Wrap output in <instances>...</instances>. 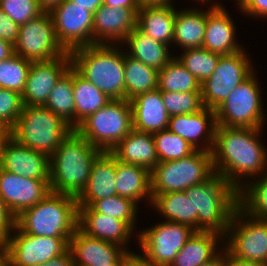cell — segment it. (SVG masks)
Wrapping results in <instances>:
<instances>
[{
  "label": "cell",
  "instance_id": "obj_12",
  "mask_svg": "<svg viewBox=\"0 0 267 266\" xmlns=\"http://www.w3.org/2000/svg\"><path fill=\"white\" fill-rule=\"evenodd\" d=\"M247 56L244 50L220 56L214 73L201 83L204 107L215 110L253 73Z\"/></svg>",
  "mask_w": 267,
  "mask_h": 266
},
{
  "label": "cell",
  "instance_id": "obj_45",
  "mask_svg": "<svg viewBox=\"0 0 267 266\" xmlns=\"http://www.w3.org/2000/svg\"><path fill=\"white\" fill-rule=\"evenodd\" d=\"M20 26L0 9V38L12 45L17 41Z\"/></svg>",
  "mask_w": 267,
  "mask_h": 266
},
{
  "label": "cell",
  "instance_id": "obj_53",
  "mask_svg": "<svg viewBox=\"0 0 267 266\" xmlns=\"http://www.w3.org/2000/svg\"><path fill=\"white\" fill-rule=\"evenodd\" d=\"M14 54V46L0 38V61L10 58Z\"/></svg>",
  "mask_w": 267,
  "mask_h": 266
},
{
  "label": "cell",
  "instance_id": "obj_20",
  "mask_svg": "<svg viewBox=\"0 0 267 266\" xmlns=\"http://www.w3.org/2000/svg\"><path fill=\"white\" fill-rule=\"evenodd\" d=\"M138 11L100 6L93 17V42L112 45L115 41H123L124 44L127 36L137 27Z\"/></svg>",
  "mask_w": 267,
  "mask_h": 266
},
{
  "label": "cell",
  "instance_id": "obj_37",
  "mask_svg": "<svg viewBox=\"0 0 267 266\" xmlns=\"http://www.w3.org/2000/svg\"><path fill=\"white\" fill-rule=\"evenodd\" d=\"M250 183L238 190V207L248 216L267 220V175Z\"/></svg>",
  "mask_w": 267,
  "mask_h": 266
},
{
  "label": "cell",
  "instance_id": "obj_9",
  "mask_svg": "<svg viewBox=\"0 0 267 266\" xmlns=\"http://www.w3.org/2000/svg\"><path fill=\"white\" fill-rule=\"evenodd\" d=\"M254 76L256 75L252 73L235 87L226 100L215 109L217 126L263 128L265 117L260 86Z\"/></svg>",
  "mask_w": 267,
  "mask_h": 266
},
{
  "label": "cell",
  "instance_id": "obj_41",
  "mask_svg": "<svg viewBox=\"0 0 267 266\" xmlns=\"http://www.w3.org/2000/svg\"><path fill=\"white\" fill-rule=\"evenodd\" d=\"M138 203L134 202L132 199L121 197L115 195L109 198H104L96 201L91 208L96 213H101L104 215H110L119 220L124 221L132 230H134V224H136V205Z\"/></svg>",
  "mask_w": 267,
  "mask_h": 266
},
{
  "label": "cell",
  "instance_id": "obj_55",
  "mask_svg": "<svg viewBox=\"0 0 267 266\" xmlns=\"http://www.w3.org/2000/svg\"><path fill=\"white\" fill-rule=\"evenodd\" d=\"M0 266H9V251L5 242H0Z\"/></svg>",
  "mask_w": 267,
  "mask_h": 266
},
{
  "label": "cell",
  "instance_id": "obj_25",
  "mask_svg": "<svg viewBox=\"0 0 267 266\" xmlns=\"http://www.w3.org/2000/svg\"><path fill=\"white\" fill-rule=\"evenodd\" d=\"M130 104L133 129L153 134L168 128L170 116L158 88L137 95L130 100Z\"/></svg>",
  "mask_w": 267,
  "mask_h": 266
},
{
  "label": "cell",
  "instance_id": "obj_3",
  "mask_svg": "<svg viewBox=\"0 0 267 266\" xmlns=\"http://www.w3.org/2000/svg\"><path fill=\"white\" fill-rule=\"evenodd\" d=\"M193 205V229L213 231L226 236L235 209L238 191L221 174L215 173L204 183L187 188Z\"/></svg>",
  "mask_w": 267,
  "mask_h": 266
},
{
  "label": "cell",
  "instance_id": "obj_38",
  "mask_svg": "<svg viewBox=\"0 0 267 266\" xmlns=\"http://www.w3.org/2000/svg\"><path fill=\"white\" fill-rule=\"evenodd\" d=\"M177 57L184 67L200 82L203 83L215 71L220 54L208 51L204 47L185 49Z\"/></svg>",
  "mask_w": 267,
  "mask_h": 266
},
{
  "label": "cell",
  "instance_id": "obj_5",
  "mask_svg": "<svg viewBox=\"0 0 267 266\" xmlns=\"http://www.w3.org/2000/svg\"><path fill=\"white\" fill-rule=\"evenodd\" d=\"M24 232L41 237H72L78 228L77 198L50 193L15 218Z\"/></svg>",
  "mask_w": 267,
  "mask_h": 266
},
{
  "label": "cell",
  "instance_id": "obj_47",
  "mask_svg": "<svg viewBox=\"0 0 267 266\" xmlns=\"http://www.w3.org/2000/svg\"><path fill=\"white\" fill-rule=\"evenodd\" d=\"M239 8L247 16L267 18V0H245Z\"/></svg>",
  "mask_w": 267,
  "mask_h": 266
},
{
  "label": "cell",
  "instance_id": "obj_13",
  "mask_svg": "<svg viewBox=\"0 0 267 266\" xmlns=\"http://www.w3.org/2000/svg\"><path fill=\"white\" fill-rule=\"evenodd\" d=\"M4 241L9 251V266L44 265L70 250L71 237H41L24 233L16 224ZM17 232V233H15Z\"/></svg>",
  "mask_w": 267,
  "mask_h": 266
},
{
  "label": "cell",
  "instance_id": "obj_16",
  "mask_svg": "<svg viewBox=\"0 0 267 266\" xmlns=\"http://www.w3.org/2000/svg\"><path fill=\"white\" fill-rule=\"evenodd\" d=\"M0 168L25 178L50 180V157L20 144L8 133L0 145Z\"/></svg>",
  "mask_w": 267,
  "mask_h": 266
},
{
  "label": "cell",
  "instance_id": "obj_4",
  "mask_svg": "<svg viewBox=\"0 0 267 266\" xmlns=\"http://www.w3.org/2000/svg\"><path fill=\"white\" fill-rule=\"evenodd\" d=\"M72 66L112 100L125 99V53L113 44H94L70 52Z\"/></svg>",
  "mask_w": 267,
  "mask_h": 266
},
{
  "label": "cell",
  "instance_id": "obj_61",
  "mask_svg": "<svg viewBox=\"0 0 267 266\" xmlns=\"http://www.w3.org/2000/svg\"><path fill=\"white\" fill-rule=\"evenodd\" d=\"M196 1H201V2H205V1H208V0H196Z\"/></svg>",
  "mask_w": 267,
  "mask_h": 266
},
{
  "label": "cell",
  "instance_id": "obj_23",
  "mask_svg": "<svg viewBox=\"0 0 267 266\" xmlns=\"http://www.w3.org/2000/svg\"><path fill=\"white\" fill-rule=\"evenodd\" d=\"M235 26L221 4H213L206 11V30L203 46L208 51L228 55L242 50L235 41Z\"/></svg>",
  "mask_w": 267,
  "mask_h": 266
},
{
  "label": "cell",
  "instance_id": "obj_26",
  "mask_svg": "<svg viewBox=\"0 0 267 266\" xmlns=\"http://www.w3.org/2000/svg\"><path fill=\"white\" fill-rule=\"evenodd\" d=\"M119 162L142 166L152 171L159 162L151 133L133 129L111 151Z\"/></svg>",
  "mask_w": 267,
  "mask_h": 266
},
{
  "label": "cell",
  "instance_id": "obj_42",
  "mask_svg": "<svg viewBox=\"0 0 267 266\" xmlns=\"http://www.w3.org/2000/svg\"><path fill=\"white\" fill-rule=\"evenodd\" d=\"M163 104L169 116L192 114L204 108L201 92L161 91Z\"/></svg>",
  "mask_w": 267,
  "mask_h": 266
},
{
  "label": "cell",
  "instance_id": "obj_27",
  "mask_svg": "<svg viewBox=\"0 0 267 266\" xmlns=\"http://www.w3.org/2000/svg\"><path fill=\"white\" fill-rule=\"evenodd\" d=\"M221 237L224 239L213 231H194L169 266H200L210 262L220 253L215 251Z\"/></svg>",
  "mask_w": 267,
  "mask_h": 266
},
{
  "label": "cell",
  "instance_id": "obj_57",
  "mask_svg": "<svg viewBox=\"0 0 267 266\" xmlns=\"http://www.w3.org/2000/svg\"><path fill=\"white\" fill-rule=\"evenodd\" d=\"M213 260L200 266H224V249ZM223 253V254H222Z\"/></svg>",
  "mask_w": 267,
  "mask_h": 266
},
{
  "label": "cell",
  "instance_id": "obj_39",
  "mask_svg": "<svg viewBox=\"0 0 267 266\" xmlns=\"http://www.w3.org/2000/svg\"><path fill=\"white\" fill-rule=\"evenodd\" d=\"M159 162L185 158L196 151L186 140L168 129L152 134Z\"/></svg>",
  "mask_w": 267,
  "mask_h": 266
},
{
  "label": "cell",
  "instance_id": "obj_22",
  "mask_svg": "<svg viewBox=\"0 0 267 266\" xmlns=\"http://www.w3.org/2000/svg\"><path fill=\"white\" fill-rule=\"evenodd\" d=\"M117 159L110 151H102L94 160L85 189L77 197L78 207H91L96 201L117 195Z\"/></svg>",
  "mask_w": 267,
  "mask_h": 266
},
{
  "label": "cell",
  "instance_id": "obj_40",
  "mask_svg": "<svg viewBox=\"0 0 267 266\" xmlns=\"http://www.w3.org/2000/svg\"><path fill=\"white\" fill-rule=\"evenodd\" d=\"M31 63L16 54L0 61V88L15 90L22 94Z\"/></svg>",
  "mask_w": 267,
  "mask_h": 266
},
{
  "label": "cell",
  "instance_id": "obj_59",
  "mask_svg": "<svg viewBox=\"0 0 267 266\" xmlns=\"http://www.w3.org/2000/svg\"><path fill=\"white\" fill-rule=\"evenodd\" d=\"M237 1H239L237 5H239V7H240L245 0H237Z\"/></svg>",
  "mask_w": 267,
  "mask_h": 266
},
{
  "label": "cell",
  "instance_id": "obj_60",
  "mask_svg": "<svg viewBox=\"0 0 267 266\" xmlns=\"http://www.w3.org/2000/svg\"><path fill=\"white\" fill-rule=\"evenodd\" d=\"M3 139H4V137H0V145H1V142H2Z\"/></svg>",
  "mask_w": 267,
  "mask_h": 266
},
{
  "label": "cell",
  "instance_id": "obj_15",
  "mask_svg": "<svg viewBox=\"0 0 267 266\" xmlns=\"http://www.w3.org/2000/svg\"><path fill=\"white\" fill-rule=\"evenodd\" d=\"M50 14L56 37L67 52L95 44L93 42L94 14L89 10L69 0H63Z\"/></svg>",
  "mask_w": 267,
  "mask_h": 266
},
{
  "label": "cell",
  "instance_id": "obj_21",
  "mask_svg": "<svg viewBox=\"0 0 267 266\" xmlns=\"http://www.w3.org/2000/svg\"><path fill=\"white\" fill-rule=\"evenodd\" d=\"M216 126L215 110L204 107L202 110L192 114L171 116L167 129L186 140L196 150L211 152L214 145ZM200 140H203L200 144L206 143L203 148L199 146L198 141Z\"/></svg>",
  "mask_w": 267,
  "mask_h": 266
},
{
  "label": "cell",
  "instance_id": "obj_7",
  "mask_svg": "<svg viewBox=\"0 0 267 266\" xmlns=\"http://www.w3.org/2000/svg\"><path fill=\"white\" fill-rule=\"evenodd\" d=\"M214 174L212 153L196 150L185 158L158 162L151 171V193L185 191L204 183Z\"/></svg>",
  "mask_w": 267,
  "mask_h": 266
},
{
  "label": "cell",
  "instance_id": "obj_2",
  "mask_svg": "<svg viewBox=\"0 0 267 266\" xmlns=\"http://www.w3.org/2000/svg\"><path fill=\"white\" fill-rule=\"evenodd\" d=\"M101 152L73 129L50 156V191L77 198Z\"/></svg>",
  "mask_w": 267,
  "mask_h": 266
},
{
  "label": "cell",
  "instance_id": "obj_10",
  "mask_svg": "<svg viewBox=\"0 0 267 266\" xmlns=\"http://www.w3.org/2000/svg\"><path fill=\"white\" fill-rule=\"evenodd\" d=\"M226 237L229 238L223 248L232 256L267 265V220L248 216L237 207L232 215Z\"/></svg>",
  "mask_w": 267,
  "mask_h": 266
},
{
  "label": "cell",
  "instance_id": "obj_29",
  "mask_svg": "<svg viewBox=\"0 0 267 266\" xmlns=\"http://www.w3.org/2000/svg\"><path fill=\"white\" fill-rule=\"evenodd\" d=\"M116 193L136 203L143 197L151 203V171L142 166L117 161Z\"/></svg>",
  "mask_w": 267,
  "mask_h": 266
},
{
  "label": "cell",
  "instance_id": "obj_48",
  "mask_svg": "<svg viewBox=\"0 0 267 266\" xmlns=\"http://www.w3.org/2000/svg\"><path fill=\"white\" fill-rule=\"evenodd\" d=\"M224 266H267L260 262L237 259L224 248Z\"/></svg>",
  "mask_w": 267,
  "mask_h": 266
},
{
  "label": "cell",
  "instance_id": "obj_52",
  "mask_svg": "<svg viewBox=\"0 0 267 266\" xmlns=\"http://www.w3.org/2000/svg\"><path fill=\"white\" fill-rule=\"evenodd\" d=\"M122 266H158L146 262L140 254L132 253L123 262Z\"/></svg>",
  "mask_w": 267,
  "mask_h": 266
},
{
  "label": "cell",
  "instance_id": "obj_8",
  "mask_svg": "<svg viewBox=\"0 0 267 266\" xmlns=\"http://www.w3.org/2000/svg\"><path fill=\"white\" fill-rule=\"evenodd\" d=\"M75 130L101 151H111L133 130L130 101L111 100L84 119Z\"/></svg>",
  "mask_w": 267,
  "mask_h": 266
},
{
  "label": "cell",
  "instance_id": "obj_30",
  "mask_svg": "<svg viewBox=\"0 0 267 266\" xmlns=\"http://www.w3.org/2000/svg\"><path fill=\"white\" fill-rule=\"evenodd\" d=\"M125 42L130 47L127 53L129 56L157 71L163 69L175 57L170 55L167 44L156 41L138 27L127 36Z\"/></svg>",
  "mask_w": 267,
  "mask_h": 266
},
{
  "label": "cell",
  "instance_id": "obj_19",
  "mask_svg": "<svg viewBox=\"0 0 267 266\" xmlns=\"http://www.w3.org/2000/svg\"><path fill=\"white\" fill-rule=\"evenodd\" d=\"M70 251L76 266H122L133 253L120 245L90 237L79 228L70 239Z\"/></svg>",
  "mask_w": 267,
  "mask_h": 266
},
{
  "label": "cell",
  "instance_id": "obj_56",
  "mask_svg": "<svg viewBox=\"0 0 267 266\" xmlns=\"http://www.w3.org/2000/svg\"><path fill=\"white\" fill-rule=\"evenodd\" d=\"M141 7L144 6H167L171 5V0H138Z\"/></svg>",
  "mask_w": 267,
  "mask_h": 266
},
{
  "label": "cell",
  "instance_id": "obj_14",
  "mask_svg": "<svg viewBox=\"0 0 267 266\" xmlns=\"http://www.w3.org/2000/svg\"><path fill=\"white\" fill-rule=\"evenodd\" d=\"M194 231L188 225L167 220L145 229L138 236L144 252L140 256L148 263L169 266Z\"/></svg>",
  "mask_w": 267,
  "mask_h": 266
},
{
  "label": "cell",
  "instance_id": "obj_28",
  "mask_svg": "<svg viewBox=\"0 0 267 266\" xmlns=\"http://www.w3.org/2000/svg\"><path fill=\"white\" fill-rule=\"evenodd\" d=\"M176 12L173 5L141 7L137 27L156 41L172 44Z\"/></svg>",
  "mask_w": 267,
  "mask_h": 266
},
{
  "label": "cell",
  "instance_id": "obj_44",
  "mask_svg": "<svg viewBox=\"0 0 267 266\" xmlns=\"http://www.w3.org/2000/svg\"><path fill=\"white\" fill-rule=\"evenodd\" d=\"M0 9L19 26L43 13L37 0H0Z\"/></svg>",
  "mask_w": 267,
  "mask_h": 266
},
{
  "label": "cell",
  "instance_id": "obj_24",
  "mask_svg": "<svg viewBox=\"0 0 267 266\" xmlns=\"http://www.w3.org/2000/svg\"><path fill=\"white\" fill-rule=\"evenodd\" d=\"M78 228L86 235L124 246L132 229L122 220L96 213L91 207H78Z\"/></svg>",
  "mask_w": 267,
  "mask_h": 266
},
{
  "label": "cell",
  "instance_id": "obj_35",
  "mask_svg": "<svg viewBox=\"0 0 267 266\" xmlns=\"http://www.w3.org/2000/svg\"><path fill=\"white\" fill-rule=\"evenodd\" d=\"M44 106L56 115L62 117L75 129V99L73 94L72 65L53 87Z\"/></svg>",
  "mask_w": 267,
  "mask_h": 266
},
{
  "label": "cell",
  "instance_id": "obj_32",
  "mask_svg": "<svg viewBox=\"0 0 267 266\" xmlns=\"http://www.w3.org/2000/svg\"><path fill=\"white\" fill-rule=\"evenodd\" d=\"M75 99V128L88 116L107 105L112 99L95 87L72 66Z\"/></svg>",
  "mask_w": 267,
  "mask_h": 266
},
{
  "label": "cell",
  "instance_id": "obj_51",
  "mask_svg": "<svg viewBox=\"0 0 267 266\" xmlns=\"http://www.w3.org/2000/svg\"><path fill=\"white\" fill-rule=\"evenodd\" d=\"M73 2L75 5L84 7L89 10L92 14H94L97 9L103 5L102 0H69Z\"/></svg>",
  "mask_w": 267,
  "mask_h": 266
},
{
  "label": "cell",
  "instance_id": "obj_11",
  "mask_svg": "<svg viewBox=\"0 0 267 266\" xmlns=\"http://www.w3.org/2000/svg\"><path fill=\"white\" fill-rule=\"evenodd\" d=\"M14 54L30 62H46L68 53L59 43L50 13L43 12L19 28Z\"/></svg>",
  "mask_w": 267,
  "mask_h": 266
},
{
  "label": "cell",
  "instance_id": "obj_6",
  "mask_svg": "<svg viewBox=\"0 0 267 266\" xmlns=\"http://www.w3.org/2000/svg\"><path fill=\"white\" fill-rule=\"evenodd\" d=\"M72 130L69 123L47 107L23 105L8 134L20 144L50 157Z\"/></svg>",
  "mask_w": 267,
  "mask_h": 266
},
{
  "label": "cell",
  "instance_id": "obj_18",
  "mask_svg": "<svg viewBox=\"0 0 267 266\" xmlns=\"http://www.w3.org/2000/svg\"><path fill=\"white\" fill-rule=\"evenodd\" d=\"M71 65L70 52L54 60L32 62L21 94L23 105L44 106L51 90Z\"/></svg>",
  "mask_w": 267,
  "mask_h": 266
},
{
  "label": "cell",
  "instance_id": "obj_17",
  "mask_svg": "<svg viewBox=\"0 0 267 266\" xmlns=\"http://www.w3.org/2000/svg\"><path fill=\"white\" fill-rule=\"evenodd\" d=\"M50 193V180L25 178L0 168V197L15 218Z\"/></svg>",
  "mask_w": 267,
  "mask_h": 266
},
{
  "label": "cell",
  "instance_id": "obj_43",
  "mask_svg": "<svg viewBox=\"0 0 267 266\" xmlns=\"http://www.w3.org/2000/svg\"><path fill=\"white\" fill-rule=\"evenodd\" d=\"M23 108L21 94L15 90L0 88V128L9 132Z\"/></svg>",
  "mask_w": 267,
  "mask_h": 266
},
{
  "label": "cell",
  "instance_id": "obj_46",
  "mask_svg": "<svg viewBox=\"0 0 267 266\" xmlns=\"http://www.w3.org/2000/svg\"><path fill=\"white\" fill-rule=\"evenodd\" d=\"M15 227V217L9 212L0 197V242H4L12 234Z\"/></svg>",
  "mask_w": 267,
  "mask_h": 266
},
{
  "label": "cell",
  "instance_id": "obj_58",
  "mask_svg": "<svg viewBox=\"0 0 267 266\" xmlns=\"http://www.w3.org/2000/svg\"><path fill=\"white\" fill-rule=\"evenodd\" d=\"M6 134H7V132L3 131V130L0 128V137H4Z\"/></svg>",
  "mask_w": 267,
  "mask_h": 266
},
{
  "label": "cell",
  "instance_id": "obj_50",
  "mask_svg": "<svg viewBox=\"0 0 267 266\" xmlns=\"http://www.w3.org/2000/svg\"><path fill=\"white\" fill-rule=\"evenodd\" d=\"M45 266H76L74 262L73 255L69 250L63 256H58L51 259L49 262L45 264Z\"/></svg>",
  "mask_w": 267,
  "mask_h": 266
},
{
  "label": "cell",
  "instance_id": "obj_34",
  "mask_svg": "<svg viewBox=\"0 0 267 266\" xmlns=\"http://www.w3.org/2000/svg\"><path fill=\"white\" fill-rule=\"evenodd\" d=\"M151 205L167 221L185 224L193 229V205L184 191L152 194Z\"/></svg>",
  "mask_w": 267,
  "mask_h": 266
},
{
  "label": "cell",
  "instance_id": "obj_33",
  "mask_svg": "<svg viewBox=\"0 0 267 266\" xmlns=\"http://www.w3.org/2000/svg\"><path fill=\"white\" fill-rule=\"evenodd\" d=\"M125 50V99L158 88V71L129 56Z\"/></svg>",
  "mask_w": 267,
  "mask_h": 266
},
{
  "label": "cell",
  "instance_id": "obj_31",
  "mask_svg": "<svg viewBox=\"0 0 267 266\" xmlns=\"http://www.w3.org/2000/svg\"><path fill=\"white\" fill-rule=\"evenodd\" d=\"M206 30V11L197 9L176 12L173 43L184 50L203 46Z\"/></svg>",
  "mask_w": 267,
  "mask_h": 266
},
{
  "label": "cell",
  "instance_id": "obj_36",
  "mask_svg": "<svg viewBox=\"0 0 267 266\" xmlns=\"http://www.w3.org/2000/svg\"><path fill=\"white\" fill-rule=\"evenodd\" d=\"M158 89L167 92H201V83L174 57L158 71Z\"/></svg>",
  "mask_w": 267,
  "mask_h": 266
},
{
  "label": "cell",
  "instance_id": "obj_49",
  "mask_svg": "<svg viewBox=\"0 0 267 266\" xmlns=\"http://www.w3.org/2000/svg\"><path fill=\"white\" fill-rule=\"evenodd\" d=\"M103 5L113 8L140 9L138 0H102Z\"/></svg>",
  "mask_w": 267,
  "mask_h": 266
},
{
  "label": "cell",
  "instance_id": "obj_1",
  "mask_svg": "<svg viewBox=\"0 0 267 266\" xmlns=\"http://www.w3.org/2000/svg\"><path fill=\"white\" fill-rule=\"evenodd\" d=\"M261 130L216 126L211 151L214 170L224 176L237 191L243 186L241 177L257 174L262 177V172L267 175V150L258 139Z\"/></svg>",
  "mask_w": 267,
  "mask_h": 266
},
{
  "label": "cell",
  "instance_id": "obj_54",
  "mask_svg": "<svg viewBox=\"0 0 267 266\" xmlns=\"http://www.w3.org/2000/svg\"><path fill=\"white\" fill-rule=\"evenodd\" d=\"M43 12L50 13L54 8L61 4L63 0H37Z\"/></svg>",
  "mask_w": 267,
  "mask_h": 266
}]
</instances>
